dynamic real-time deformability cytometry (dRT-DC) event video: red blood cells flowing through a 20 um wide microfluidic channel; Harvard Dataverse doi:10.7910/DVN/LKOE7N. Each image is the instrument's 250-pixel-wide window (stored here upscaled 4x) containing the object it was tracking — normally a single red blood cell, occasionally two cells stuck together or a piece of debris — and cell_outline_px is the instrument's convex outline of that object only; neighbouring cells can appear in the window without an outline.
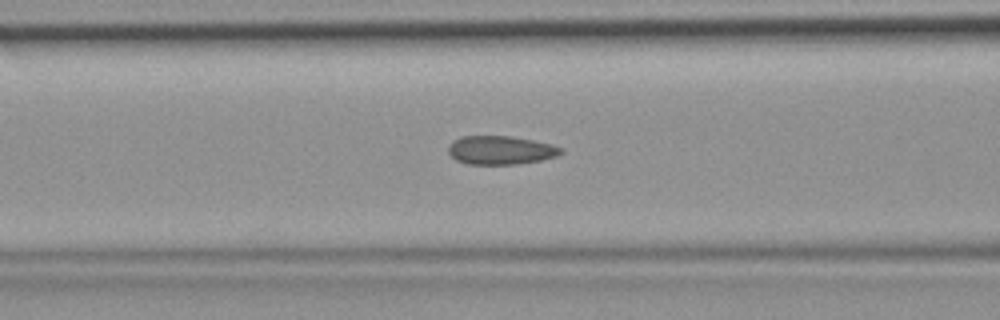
{"species": "common noctule bat (a hibernating species)", "species_latin": "Nyctalus noctula", "temperature_condition": "room temperature", "stored_images_in_passage": 47, "camera_frame_rate_fps": 3000, "um_per_image_px": 0.085, "animal": {"sex": "female", "body_mass_g": 19.9}, "frame": {"image": 1, "passage_image": 19, "time_ms": 6.0, "image_size_px": [1000, 320], "cell_outline_px": [[564, 152], [556, 156], [540, 160], [516, 164], [468, 164], [456, 160], [448, 152], [448, 144], [452, 140], [460, 136], [512, 136], [552, 144], [564, 148]], "centroid_in_image_um": [42.54, 12.75], "position_along_channel_um": 124.1, "area_um2": 18.9}}
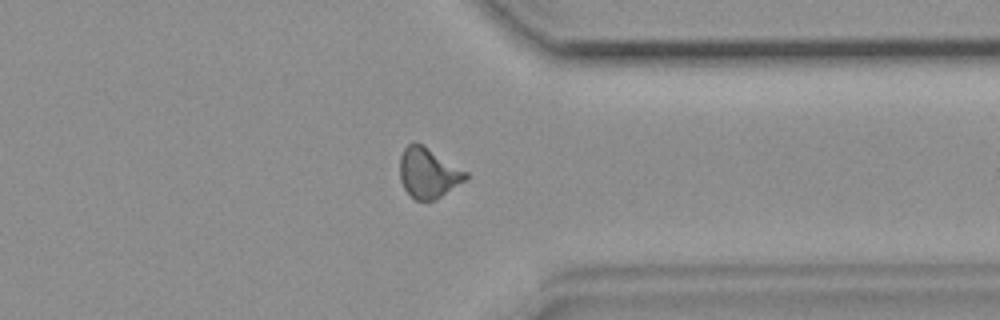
{"frame": {"image": 2, "passage_image": 37, "time_ms": 12.0, "image_size_px": [1000, 320], "cell_outline_px": [[468, 176], [464, 180], [436, 200], [416, 200], [404, 188], [400, 180], [400, 156], [404, 148], [408, 144], [420, 144], [468, 172]], "centroid_in_image_um": [36.38, 14.72], "position_along_channel_um": 375.0, "area_um2": 18.73}}
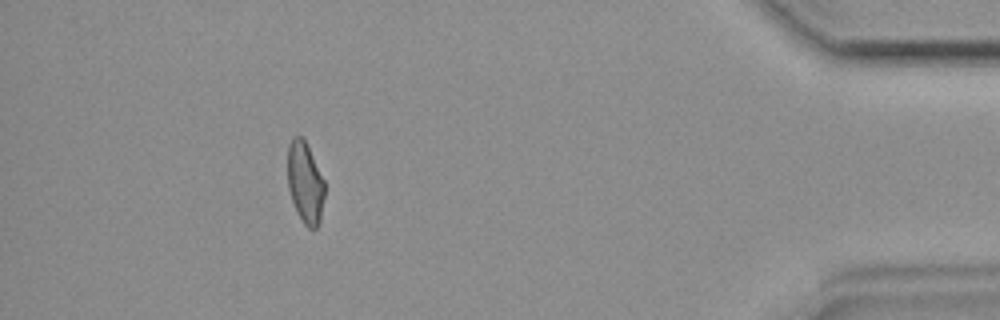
{"frame": {"image": 3, "passage_image": 43, "time_ms": 14.0, "image_size_px": [1000, 320], "cell_outline_px": [[324, 196], [320, 220], [316, 228], [308, 228], [304, 224], [296, 212], [288, 188], [288, 144], [292, 136], [304, 136], [324, 180]], "centroid_in_image_um": [25.93, 15.49], "position_along_channel_um": 409.3, "area_um2": 17.69}}